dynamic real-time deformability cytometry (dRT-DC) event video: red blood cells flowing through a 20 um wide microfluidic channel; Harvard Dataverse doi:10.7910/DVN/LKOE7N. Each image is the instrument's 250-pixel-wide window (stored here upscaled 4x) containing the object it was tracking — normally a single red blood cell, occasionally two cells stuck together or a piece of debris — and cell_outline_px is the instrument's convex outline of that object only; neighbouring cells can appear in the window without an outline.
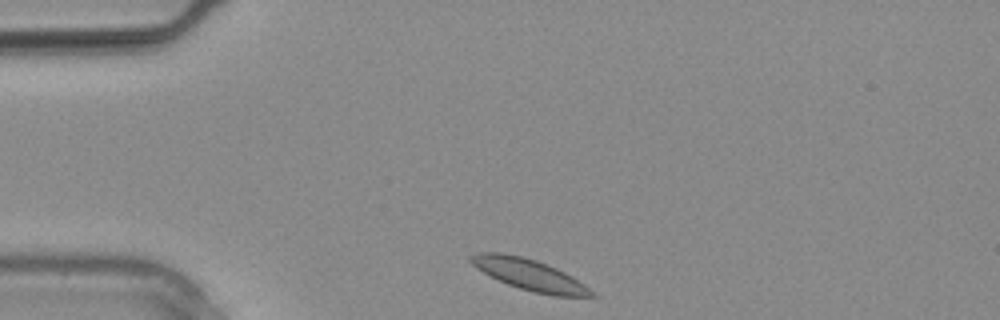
{"species": "common noctule bat (a hibernating species)", "species_latin": "Nyctalus noctula", "temperature_condition": "warm", "stored_images_in_passage": 7, "camera_frame_rate_fps": 3000, "um_per_image_px": 0.085, "animal": {"sex": "male", "body_mass_g": 20.4}, "frame": {"image": 1, "passage_image": 1, "time_ms": 0.0, "image_size_px": [1000, 320], "cell_outline_px": [[596, 296], [552, 296], [520, 288], [508, 284], [476, 268], [468, 260], [468, 256], [476, 252], [500, 252], [520, 256], [536, 260], [556, 268], [572, 276], [584, 284]], "centroid_in_image_um": [44.95, 23.32], "position_along_channel_um": 40.0, "area_um2": 21.56}}
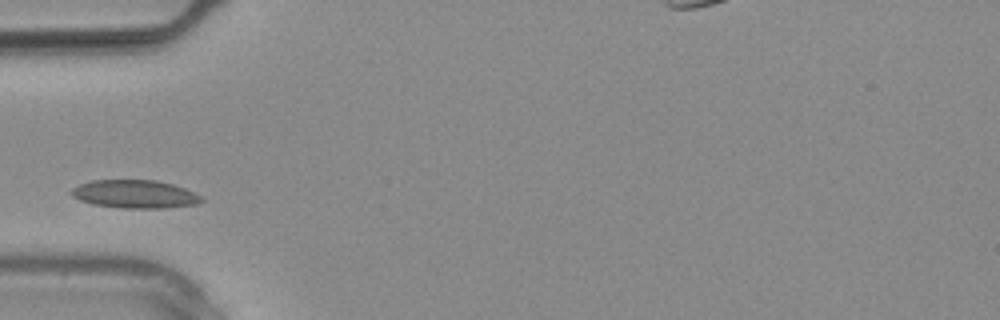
{"frame": {"image": 2, "passage_image": 4, "time_ms": 1.0, "image_size_px": [1000, 320], "cell_outline_px": [[204, 200], [196, 204], [164, 208], [120, 208], [92, 204], [80, 200], [72, 196], [68, 192], [72, 188], [80, 184], [92, 180], [156, 180], [172, 184], [184, 188], [200, 196]], "centroid_in_image_um": [11.41, 16.5], "position_along_channel_um": 73.6, "area_um2": 21.33}}